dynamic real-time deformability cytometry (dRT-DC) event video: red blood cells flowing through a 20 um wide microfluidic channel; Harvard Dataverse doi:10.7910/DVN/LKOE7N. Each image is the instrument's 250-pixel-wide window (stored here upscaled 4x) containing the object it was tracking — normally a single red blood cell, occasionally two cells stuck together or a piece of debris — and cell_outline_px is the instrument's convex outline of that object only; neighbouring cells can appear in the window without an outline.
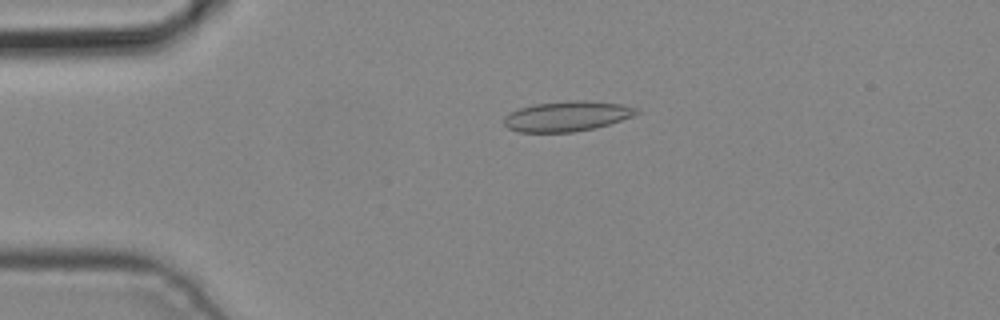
{"species": "common noctule bat (a hibernating species)", "species_latin": "Nyctalus noctula", "temperature_condition": "cold", "stored_images_in_passage": 3, "camera_frame_rate_fps": 3000, "um_per_image_px": 0.085, "animal": {"sex": "male", "body_mass_g": 19.2, "forearm_length_mm": 51.8}, "frame": {"image": 1, "passage_image": 3, "time_ms": 0.667, "image_size_px": [1000, 320], "cell_outline_px": [[640, 112], [632, 116], [596, 128], [572, 132], [520, 132], [508, 128], [504, 124], [504, 116], [508, 112], [520, 108], [536, 104], [576, 100], [584, 100], [624, 104], [636, 108]], "centroid_in_image_um": [48.18, 9.88], "position_along_channel_um": 36.8, "area_um2": 23.18}}